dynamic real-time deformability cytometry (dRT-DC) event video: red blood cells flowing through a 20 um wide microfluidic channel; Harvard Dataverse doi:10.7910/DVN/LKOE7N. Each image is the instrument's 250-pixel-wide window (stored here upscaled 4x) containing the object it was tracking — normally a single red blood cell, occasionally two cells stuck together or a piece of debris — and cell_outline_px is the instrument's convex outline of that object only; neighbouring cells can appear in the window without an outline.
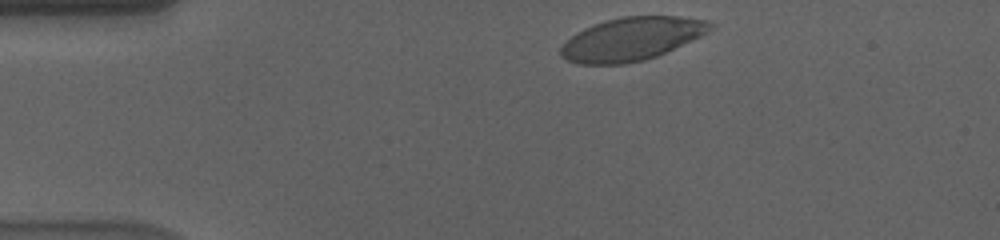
{"species": "human", "species_latin": "Homo sapiens", "temperature_condition": "cold", "stored_images_in_passage": 38, "camera_frame_rate_fps": 3000, "um_per_image_px": 0.085, "donor": {"sex": "male"}, "frame": {"image": 1, "passage_image": 1, "time_ms": 0.0, "image_size_px": [1000, 240], "cell_outline_px": [[716, 24], [712, 28], [700, 36], [656, 56], [644, 60], [624, 64], [576, 64], [560, 56], [560, 48], [576, 32], [584, 28], [608, 20], [624, 16], [676, 16], [708, 20]], "centroid_in_image_um": [53.68, 3.31], "position_along_channel_um": 31.3, "area_um2": 37.22}}
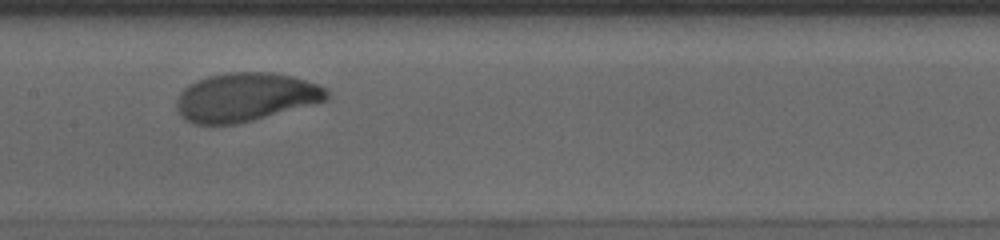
{"frame": {"image": 2, "passage_image": 19, "time_ms": 6.0, "image_size_px": [1000, 240], "cell_outline_px": [[332, 96], [328, 100], [316, 104], [236, 124], [192, 124], [184, 120], [180, 116], [176, 108], [176, 100], [180, 92], [188, 84], [196, 80], [208, 76], [228, 72], [272, 72], [292, 76], [320, 84]], "centroid_in_image_um": [20.87, 8.25], "position_along_channel_um": 186.5, "area_um2": 43.06}}
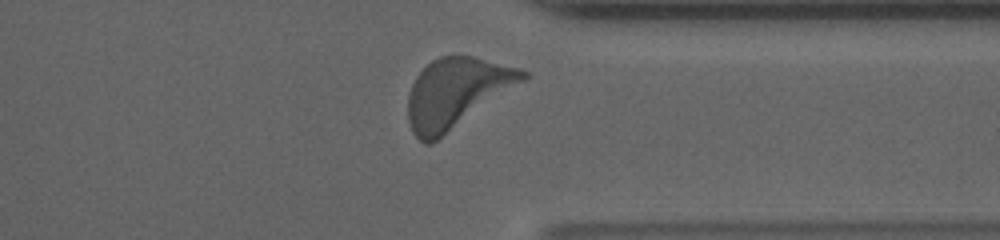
{"frame": {"image": 3, "passage_image": 35, "time_ms": 11.333, "image_size_px": [1000, 240], "cell_outline_px": [[528, 76], [524, 80], [432, 144], [424, 144], [412, 132], [408, 120], [408, 96], [412, 84], [416, 76], [432, 60], [440, 56], [472, 56], [516, 68], [528, 72]], "centroid_in_image_um": [38.74, 7.91], "position_along_channel_um": 372.7, "area_um2": 45.78}, "authors_computed_cell_mechanics": {"area_um2": 42.3963, "velocity_mm_per_s": 3.5364, "shape_relaxation_time_tau1_ms": 2.9985, "shape_relaxation_time_tau2_ms": null, "deformation_change_tau1": 0.1601, "deformation_change_tau2": null}}